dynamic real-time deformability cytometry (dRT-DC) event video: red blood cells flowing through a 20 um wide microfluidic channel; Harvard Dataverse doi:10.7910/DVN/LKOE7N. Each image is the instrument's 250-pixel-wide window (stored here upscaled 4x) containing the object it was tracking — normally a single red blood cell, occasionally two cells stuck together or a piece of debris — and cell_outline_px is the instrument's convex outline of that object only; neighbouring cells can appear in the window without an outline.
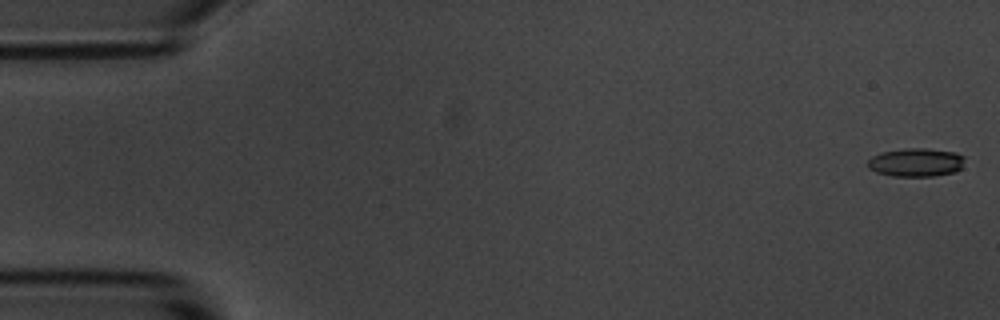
{"species": "common noctule bat (a hibernating species)", "species_latin": "Nyctalus noctula", "temperature_condition": "room temperature", "stored_images_in_passage": 55, "camera_frame_rate_fps": 3000, "um_per_image_px": 0.085, "animal": {"sex": "male", "body_mass_g": 20.1, "forearm_length_mm": 53.5}, "frame": {"image": 1, "passage_image": 1, "time_ms": 0.0, "image_size_px": [1000, 320], "cell_outline_px": [[964, 156], [960, 168], [956, 172], [936, 176], [892, 176], [876, 172], [868, 168], [868, 160], [872, 156], [880, 152], [908, 148], [928, 148], [956, 152]], "centroid_in_image_um": [77.85, 13.8], "position_along_channel_um": 7.2, "area_um2": 16.18}}
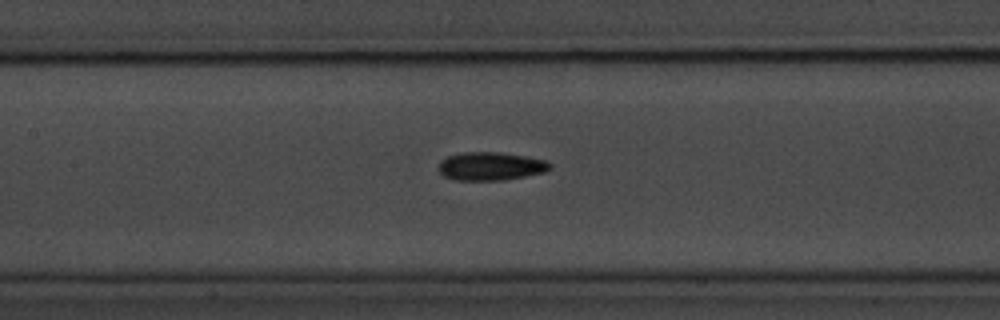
{"frame": {"image": 2, "passage_image": 25, "time_ms": 8.0, "image_size_px": [1000, 320], "cell_outline_px": [[552, 168], [544, 172], [504, 180], [456, 180], [444, 176], [440, 172], [440, 160], [448, 156], [464, 152], [500, 152], [524, 156], [544, 160], [552, 164]], "centroid_in_image_um": [41.71, 14.13], "position_along_channel_um": 165.7, "area_um2": 18.21}}
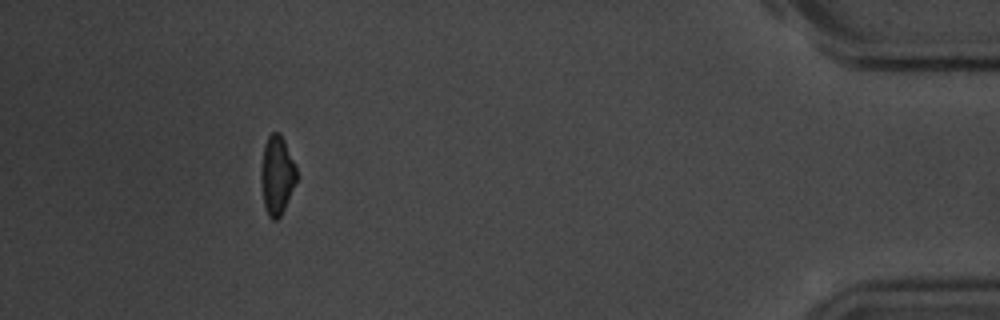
{"frame": {"image": 3, "passage_image": 50, "time_ms": 16.333, "image_size_px": [1000, 320], "cell_outline_px": [[296, 180], [284, 208], [280, 216], [276, 220], [272, 220], [268, 216], [264, 204], [260, 180], [260, 168], [264, 144], [268, 136], [272, 132], [280, 132], [296, 164]], "centroid_in_image_um": [23.52, 14.85], "position_along_channel_um": 411.7, "area_um2": 16.36}, "authors_computed_cell_mechanics": {"area_um2": 17.1666, "velocity_mm_per_s": 3.6901, "shape_relaxation_time_tau1_ms": 3.391, "shape_relaxation_time_tau2_ms": 5.808, "deformation_change_tau1": 0.1056, "deformation_change_tau2": 0.1382}}